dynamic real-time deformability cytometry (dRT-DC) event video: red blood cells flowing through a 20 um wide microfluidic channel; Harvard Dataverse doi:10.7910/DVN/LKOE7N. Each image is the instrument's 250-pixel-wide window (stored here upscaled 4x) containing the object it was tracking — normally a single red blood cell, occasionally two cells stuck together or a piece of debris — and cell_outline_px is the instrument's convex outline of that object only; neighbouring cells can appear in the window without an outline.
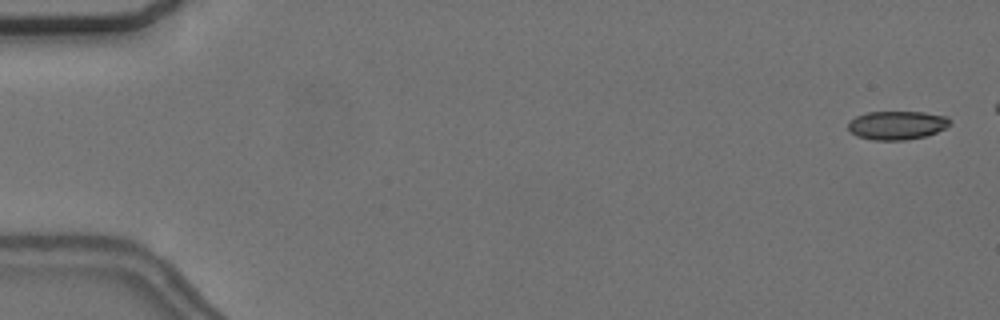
{"species": "common noctule bat (a hibernating species)", "species_latin": "Nyctalus noctula", "temperature_condition": "cold", "stored_images_in_passage": 6, "camera_frame_rate_fps": 3000, "um_per_image_px": 0.085, "animal": {"sex": "female", "body_mass_g": 24.6, "forearm_length_mm": 56.2}, "frame": {"image": 1, "passage_image": 1, "time_ms": 0.0, "image_size_px": [1000, 320], "cell_outline_px": [[952, 124], [936, 132], [924, 136], [904, 140], [872, 140], [856, 136], [848, 128], [848, 124], [856, 116], [868, 112], [924, 112], [948, 116], [952, 120]], "centroid_in_image_um": [76.28, 10.64], "position_along_channel_um": 8.7, "area_um2": 16.99}}